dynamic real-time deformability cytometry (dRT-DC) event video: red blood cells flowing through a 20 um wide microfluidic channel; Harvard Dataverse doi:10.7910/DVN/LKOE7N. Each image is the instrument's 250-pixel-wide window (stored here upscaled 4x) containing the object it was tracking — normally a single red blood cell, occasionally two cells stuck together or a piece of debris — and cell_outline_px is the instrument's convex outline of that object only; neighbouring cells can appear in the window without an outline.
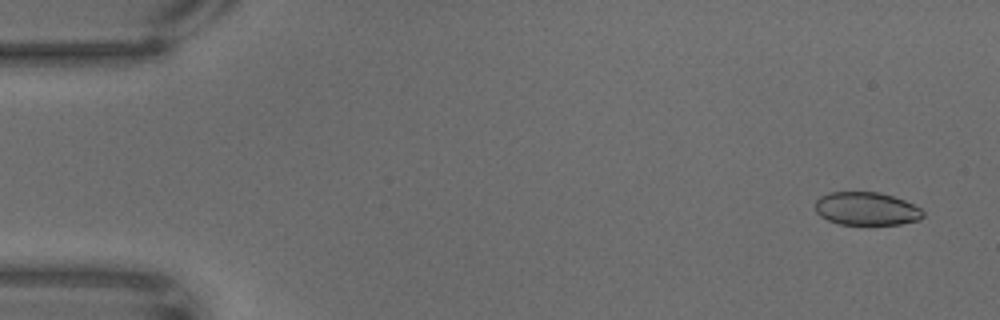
{"species": "common noctule bat (a hibernating species)", "species_latin": "Nyctalus noctula", "temperature_condition": "warm", "stored_images_in_passage": 67, "camera_frame_rate_fps": 3000, "um_per_image_px": 0.085, "animal": {"sex": "male", "body_mass_g": 18.8}, "frame": {"image": 1, "passage_image": 4, "time_ms": 1.0, "image_size_px": [1000, 320], "cell_outline_px": [[924, 216], [920, 220], [900, 224], [840, 224], [828, 220], [820, 216], [816, 212], [816, 200], [820, 196], [828, 192], [880, 192], [904, 200], [920, 208], [924, 212]], "centroid_in_image_um": [73.65, 17.74], "position_along_channel_um": 11.4, "area_um2": 20.81}}
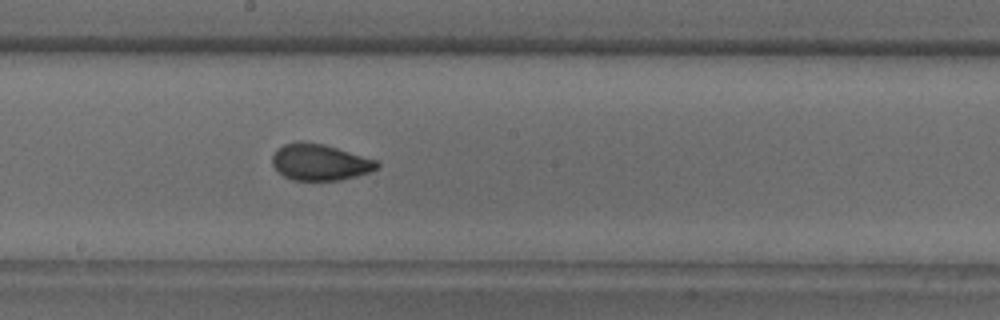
{"frame": {"image": 2, "passage_image": 37, "time_ms": 12.0, "image_size_px": [1000, 320], "cell_outline_px": [[380, 164], [376, 168], [368, 172], [356, 176], [340, 180], [292, 180], [284, 176], [272, 164], [272, 156], [284, 144], [296, 140], [304, 140], [324, 144], [376, 160]], "centroid_in_image_um": [27.17, 13.77], "position_along_channel_um": 221.0, "area_um2": 22.02}}
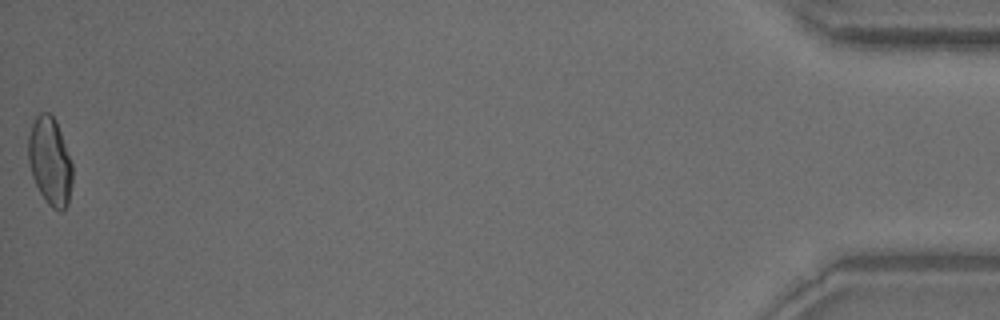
{"frame": {"image": 3, "passage_image": 67, "time_ms": 22.0, "image_size_px": [1000, 320], "cell_outline_px": [[72, 184], [68, 204], [60, 212], [52, 208], [48, 204], [40, 192], [32, 176], [28, 160], [28, 136], [32, 120], [40, 112], [48, 112], [56, 120], [72, 164]], "centroid_in_image_um": [4.24, 13.7], "position_along_channel_um": 431.0, "area_um2": 22.66}}